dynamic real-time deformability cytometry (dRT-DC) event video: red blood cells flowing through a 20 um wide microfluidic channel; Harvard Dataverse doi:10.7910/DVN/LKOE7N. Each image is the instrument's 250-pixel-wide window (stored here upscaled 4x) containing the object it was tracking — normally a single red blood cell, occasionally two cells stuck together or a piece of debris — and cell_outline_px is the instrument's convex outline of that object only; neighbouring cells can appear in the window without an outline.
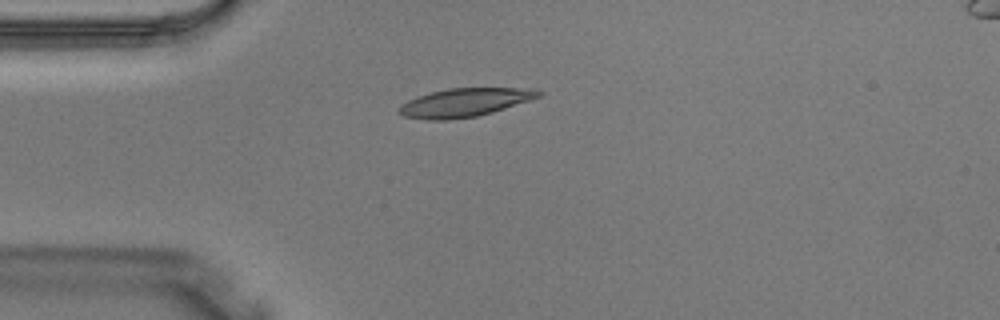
{"species": "Egyptian fruit bat (a non-hibernating species)", "species_latin": "Rousettus aegyptiacus", "temperature_condition": "warm", "stored_images_in_passage": 3, "camera_frame_rate_fps": 3000, "um_per_image_px": 0.085, "animal": {"sex": "male"}, "frame": {"image": 1, "passage_image": 3, "time_ms": 0.667, "image_size_px": [1000, 320], "cell_outline_px": [[544, 92], [540, 96], [492, 112], [476, 116], [448, 120], [428, 120], [404, 116], [396, 112], [408, 100], [432, 92], [448, 88], [516, 88]], "centroid_in_image_um": [39.44, 8.72], "position_along_channel_um": 45.6, "area_um2": 22.54}}